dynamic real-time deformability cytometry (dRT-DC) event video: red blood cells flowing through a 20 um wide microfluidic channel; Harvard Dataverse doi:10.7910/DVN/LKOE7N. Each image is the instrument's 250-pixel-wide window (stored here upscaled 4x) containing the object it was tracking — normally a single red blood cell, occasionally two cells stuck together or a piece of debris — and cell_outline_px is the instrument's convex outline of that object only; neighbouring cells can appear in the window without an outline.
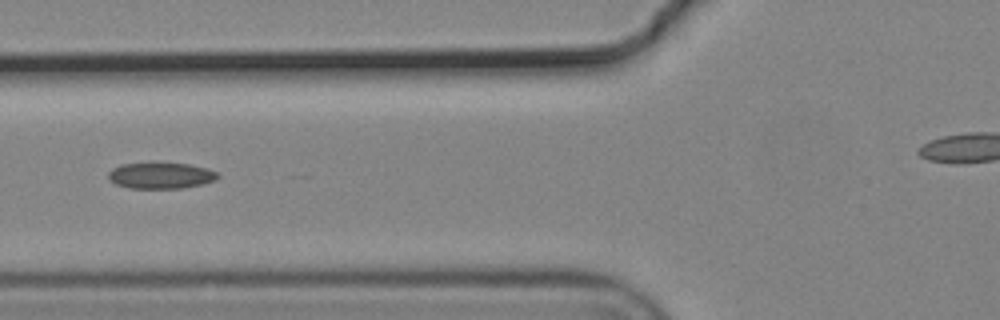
{"species": "common noctule bat (a hibernating species)", "species_latin": "Nyctalus noctula", "temperature_condition": "cold", "stored_images_in_passage": 6, "camera_frame_rate_fps": 3000, "um_per_image_px": 0.085, "animal": {"sex": "male", "body_mass_g": 19.2, "forearm_length_mm": 51.8}, "frame": {"image": 1, "passage_image": 5, "time_ms": 1.333, "image_size_px": [1000, 320], "cell_outline_px": [[220, 176], [216, 180], [184, 188], [128, 188], [116, 184], [108, 180], [108, 172], [112, 168], [120, 164], [148, 160], [188, 164], [208, 168], [216, 172]], "centroid_in_image_um": [13.61, 14.87], "position_along_channel_um": 112.2, "area_um2": 17.46}}
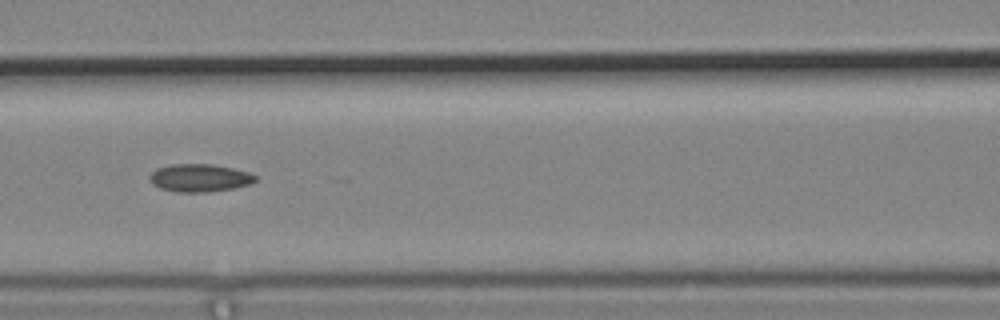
{"frame": {"image": 2, "passage_image": 6, "time_ms": 1.667, "image_size_px": [1000, 320], "cell_outline_px": [[256, 180], [248, 184], [232, 188], [204, 192], [176, 192], [160, 188], [152, 184], [148, 176], [156, 168], [172, 164], [212, 164], [232, 168], [248, 172], [256, 176]], "centroid_in_image_um": [16.91, 15.11], "position_along_channel_um": 149.7, "area_um2": 16.99}}